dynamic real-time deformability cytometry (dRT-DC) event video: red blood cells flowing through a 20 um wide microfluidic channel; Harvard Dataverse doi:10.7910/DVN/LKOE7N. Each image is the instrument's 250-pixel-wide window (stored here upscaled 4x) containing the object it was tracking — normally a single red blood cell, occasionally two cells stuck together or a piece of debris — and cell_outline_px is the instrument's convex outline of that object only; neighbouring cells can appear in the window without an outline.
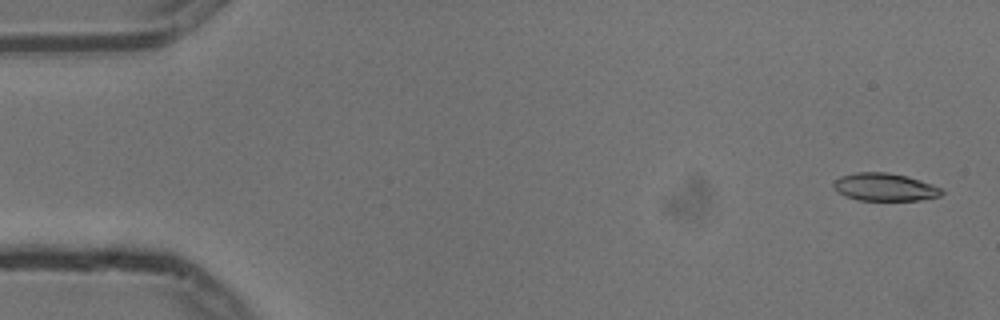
{"species": "common noctule bat (a hibernating species)", "species_latin": "Nyctalus noctula", "temperature_condition": "cold", "stored_images_in_passage": 55, "camera_frame_rate_fps": 3000, "um_per_image_px": 0.085, "animal": {"sex": "male", "body_mass_g": 13.3}, "frame": {"image": 1, "passage_image": 2, "time_ms": 0.333, "image_size_px": [1000, 320], "cell_outline_px": [[944, 192], [940, 196], [920, 200], [856, 200], [840, 192], [832, 184], [840, 176], [856, 172], [888, 172], [920, 180], [944, 188]], "centroid_in_image_um": [75.25, 15.9], "position_along_channel_um": 9.7, "area_um2": 17.34}}
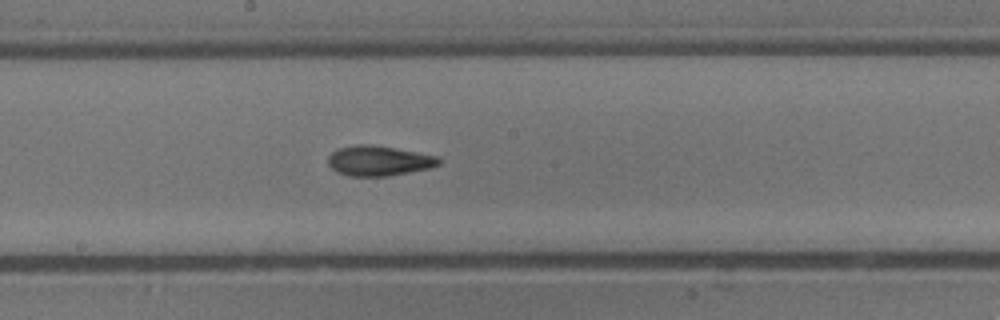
{"frame": {"image": 2, "passage_image": 29, "time_ms": 9.333, "image_size_px": [1000, 320], "cell_outline_px": [[440, 164], [432, 168], [388, 176], [348, 176], [336, 172], [328, 164], [328, 156], [332, 152], [340, 148], [356, 144], [372, 144], [440, 156]], "centroid_in_image_um": [32.22, 13.67], "position_along_channel_um": 216.0, "area_um2": 19.59}}
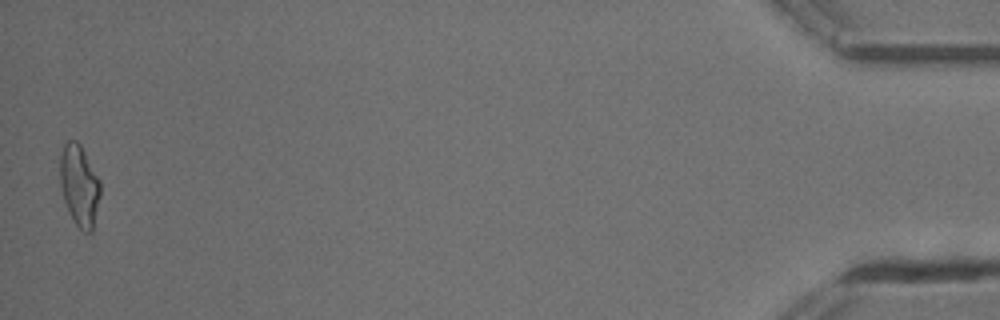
{"frame": {"image": 3, "passage_image": 54, "time_ms": 17.667, "image_size_px": [1000, 320], "cell_outline_px": [[100, 196], [92, 232], [84, 232], [76, 224], [64, 200], [60, 184], [60, 156], [64, 144], [68, 140], [76, 140], [80, 144], [100, 180]], "centroid_in_image_um": [6.75, 15.74], "position_along_channel_um": 428.5, "area_um2": 18.84}, "authors_computed_cell_mechanics": {"area_um2": 18.496, "velocity_mm_per_s": 3.7457, "shape_relaxation_time_tau1_ms": 4.3832, "shape_relaxation_time_tau2_ms": 2.6633, "deformation_change_tau1": 0.1605, "deformation_change_tau2": 0.1035}}